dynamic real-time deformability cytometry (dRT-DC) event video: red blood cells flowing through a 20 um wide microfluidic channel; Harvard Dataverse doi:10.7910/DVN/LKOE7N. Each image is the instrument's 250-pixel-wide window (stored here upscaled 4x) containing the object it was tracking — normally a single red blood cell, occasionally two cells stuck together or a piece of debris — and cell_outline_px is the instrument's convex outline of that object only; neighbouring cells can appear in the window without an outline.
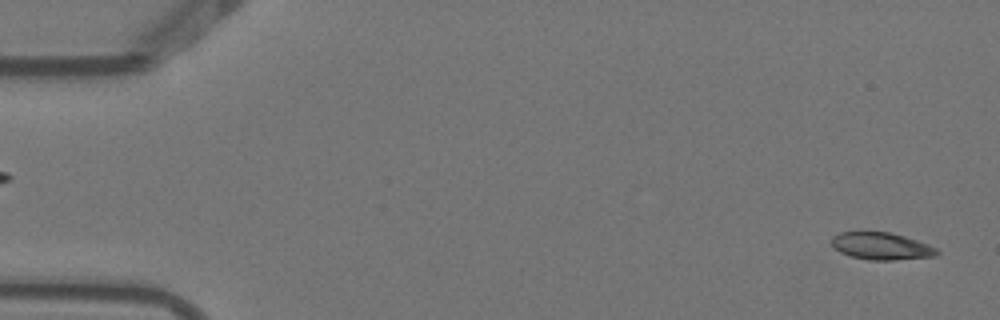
{"species": "Egyptian fruit bat (a non-hibernating species)", "species_latin": "Rousettus aegyptiacus", "temperature_condition": "warm", "stored_images_in_passage": 5, "segment_of_instrument_passage": [2, 2], "camera_frame_rate_fps": 3000, "um_per_image_px": 0.085, "animal": {"sex": "female"}, "frame": {"image": 1, "passage_image": 5, "time_ms": 1.333, "image_size_px": [1000, 320], "cell_outline_px": [[940, 252], [936, 256], [892, 260], [868, 260], [852, 256], [840, 252], [832, 244], [832, 236], [840, 232], [888, 232], [904, 236], [928, 244], [936, 248]], "centroid_in_image_um": [74.93, 20.92], "position_along_channel_um": 10.1, "area_um2": 16.53}}